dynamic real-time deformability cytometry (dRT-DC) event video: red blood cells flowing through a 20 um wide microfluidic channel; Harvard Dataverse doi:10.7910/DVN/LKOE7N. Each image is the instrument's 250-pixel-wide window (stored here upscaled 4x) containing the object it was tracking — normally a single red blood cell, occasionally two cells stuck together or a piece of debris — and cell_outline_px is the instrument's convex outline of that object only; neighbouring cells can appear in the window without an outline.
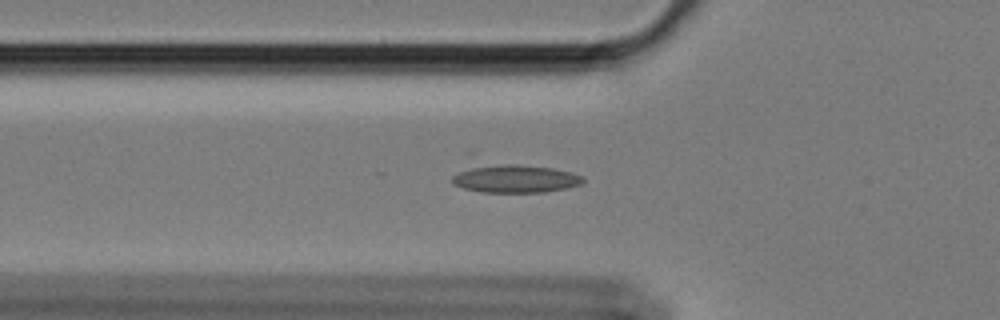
{"species": "Egyptian fruit bat (a non-hibernating species)", "species_latin": "Rousettus aegyptiacus", "temperature_condition": "cold", "stored_images_in_passage": 47, "camera_frame_rate_fps": 3000, "um_per_image_px": 0.085, "animal": {"sex": "female"}, "frame": {"image": 1, "passage_image": 8, "time_ms": 2.333, "image_size_px": [1000, 320], "cell_outline_px": [[584, 180], [580, 184], [564, 188], [544, 192], [480, 192], [464, 188], [456, 184], [452, 180], [452, 176], [476, 164], [508, 164], [552, 168], [572, 172], [580, 176]], "centroid_in_image_um": [43.75, 15.18], "position_along_channel_um": 82.0, "area_um2": 21.04}}
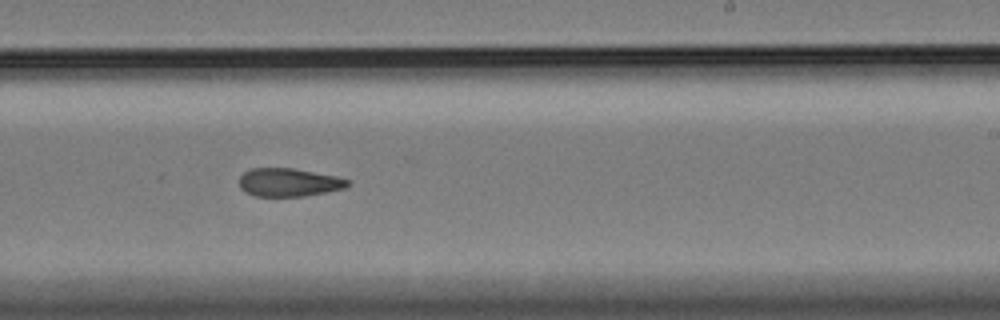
{"frame": {"image": 2, "passage_image": 24, "time_ms": 7.667, "image_size_px": [1000, 320], "cell_outline_px": [[348, 184], [344, 188], [304, 196], [252, 196], [244, 192], [240, 188], [240, 176], [244, 172], [252, 168], [292, 168], [336, 176], [348, 180]], "centroid_in_image_um": [24.48, 15.5], "position_along_channel_um": 264.5, "area_um2": 17.69}}
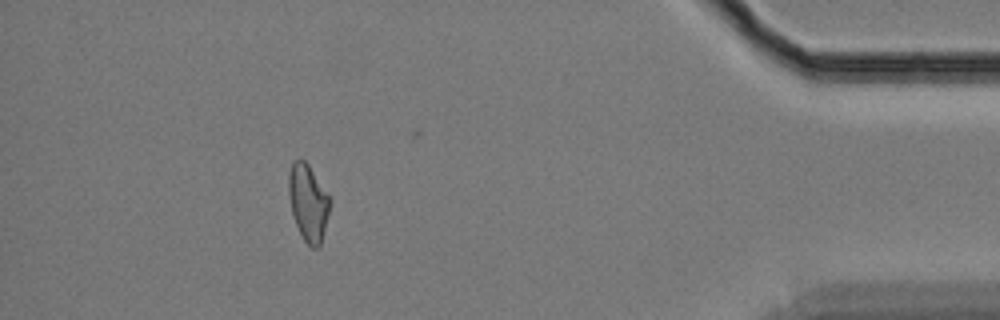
{"frame": {"image": 3, "passage_image": 41, "time_ms": 13.333, "image_size_px": [1000, 320], "cell_outline_px": [[332, 200], [320, 244], [316, 248], [312, 248], [304, 240], [296, 224], [292, 212], [288, 192], [288, 176], [292, 164], [296, 160], [304, 160], [308, 164]], "centroid_in_image_um": [26.2, 17.21], "position_along_channel_um": 409.0, "area_um2": 18.09}, "authors_computed_cell_mechanics": {"area_um2": 18.785, "velocity_mm_per_s": 3.4047, "shape_relaxation_time_tau1_ms": null, "shape_relaxation_time_tau2_ms": 6.7531, "deformation_change_tau1": null, "deformation_change_tau2": 0.126}}